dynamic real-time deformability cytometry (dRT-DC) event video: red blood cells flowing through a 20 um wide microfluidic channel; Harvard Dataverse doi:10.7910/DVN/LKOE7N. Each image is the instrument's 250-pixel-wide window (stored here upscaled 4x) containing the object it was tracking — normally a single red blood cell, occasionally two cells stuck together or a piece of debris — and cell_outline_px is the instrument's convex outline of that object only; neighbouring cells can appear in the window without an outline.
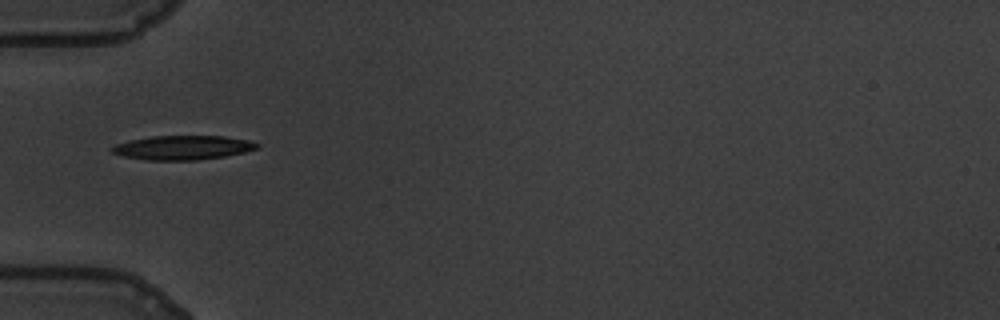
{"species": "common noctule bat (a hibernating species)", "species_latin": "Nyctalus noctula", "temperature_condition": "warm", "stored_images_in_passage": 3, "camera_frame_rate_fps": 3000, "um_per_image_px": 0.085, "animal": {"sex": "male", "body_mass_g": 19.5, "forearm_length_mm": 54.6}, "frame": {"image": 1, "passage_image": 1, "time_ms": 0.0, "image_size_px": [1000, 320], "cell_outline_px": [[260, 148], [244, 152], [224, 156], [196, 160], [148, 160], [124, 156], [112, 152], [112, 148], [116, 144], [128, 140], [152, 136], [224, 136], [252, 140], [260, 144]], "centroid_in_image_um": [15.59, 12.54], "position_along_channel_um": 69.4, "area_um2": 20.46}}